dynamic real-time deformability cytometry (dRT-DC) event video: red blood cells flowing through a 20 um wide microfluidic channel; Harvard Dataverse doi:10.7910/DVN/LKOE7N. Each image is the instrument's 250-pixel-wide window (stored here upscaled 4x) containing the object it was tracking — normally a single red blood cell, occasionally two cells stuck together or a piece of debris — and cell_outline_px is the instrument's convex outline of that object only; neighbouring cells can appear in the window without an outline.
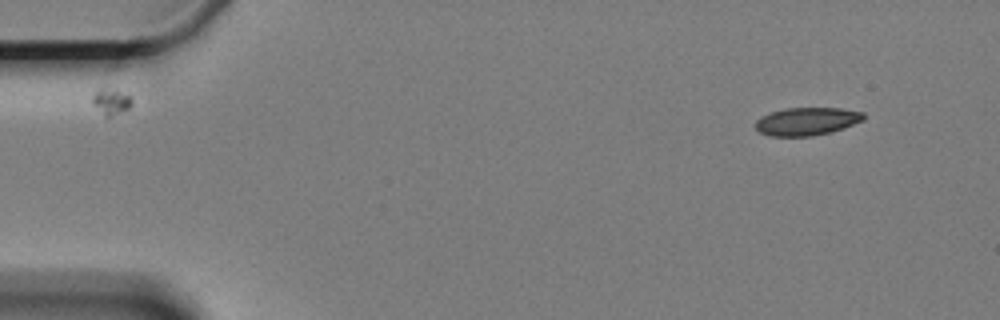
{"species": "Egyptian fruit bat (a non-hibernating species)", "species_latin": "Rousettus aegyptiacus", "temperature_condition": "cold", "stored_images_in_passage": 55, "camera_frame_rate_fps": 3000, "um_per_image_px": 0.085, "animal": {"sex": "female"}, "frame": {"image": 1, "passage_image": 2, "time_ms": 0.333, "image_size_px": [1000, 320], "cell_outline_px": [[864, 120], [844, 128], [832, 132], [812, 136], [768, 136], [760, 132], [756, 128], [756, 120], [760, 116], [772, 112], [788, 108], [840, 108], [864, 112]], "centroid_in_image_um": [68.59, 10.32], "position_along_channel_um": 16.4, "area_um2": 17.63}}
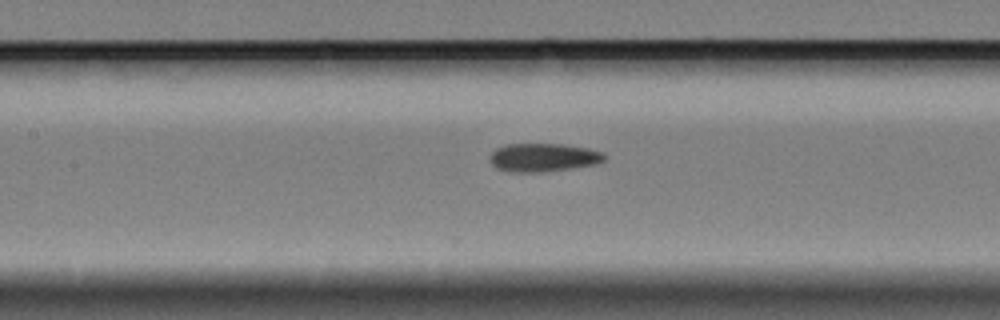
{"frame": {"image": 2, "passage_image": 24, "time_ms": 7.667, "image_size_px": [1000, 320], "cell_outline_px": [[604, 160], [592, 164], [572, 168], [544, 172], [512, 172], [496, 168], [488, 160], [492, 152], [496, 148], [508, 144], [564, 144], [588, 148], [604, 152]], "centroid_in_image_um": [46.14, 13.38], "position_along_channel_um": 161.3, "area_um2": 18.9}}
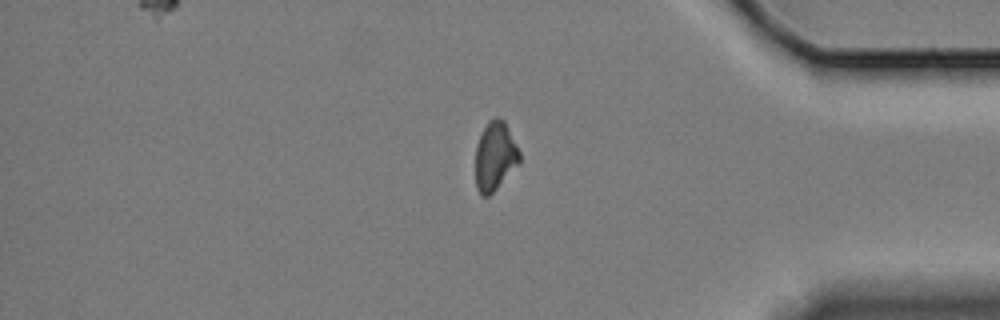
{"frame": {"image": 3, "passage_image": 47, "time_ms": 15.333, "image_size_px": [1000, 320], "cell_outline_px": [[520, 164], [488, 196], [480, 196], [476, 188], [476, 144], [488, 120], [496, 116], [500, 116], [504, 120], [520, 152]], "centroid_in_image_um": [42.08, 13.26], "position_along_channel_um": 393.1, "area_um2": 17.74}, "authors_computed_cell_mechanics": {"area_um2": 18.5538, "velocity_mm_per_s": 3.3253, "shape_relaxation_time_tau1_ms": null, "shape_relaxation_time_tau2_ms": 4.5729, "deformation_change_tau1": null, "deformation_change_tau2": 0.0805}}